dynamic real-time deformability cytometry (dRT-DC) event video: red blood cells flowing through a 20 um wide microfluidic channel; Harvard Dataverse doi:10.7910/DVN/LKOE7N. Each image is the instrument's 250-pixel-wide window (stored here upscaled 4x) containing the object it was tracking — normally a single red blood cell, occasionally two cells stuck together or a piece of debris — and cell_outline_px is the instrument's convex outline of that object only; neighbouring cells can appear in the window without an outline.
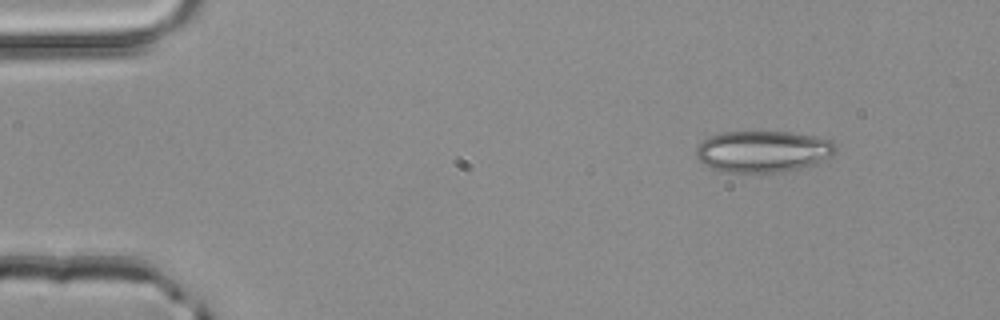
{"species": "common noctule bat (a hibernating species)", "species_latin": "Nyctalus noctula", "temperature_condition": "room temperature", "stored_images_in_passage": 46, "camera_frame_rate_fps": 3000, "um_per_image_px": 0.085, "animal": {"sex": "male", "body_mass_g": 20.4}, "frame": {"image": 1, "passage_image": 1, "time_ms": 0.0, "image_size_px": [1000, 320], "cell_outline_px": [[836, 152], [832, 156], [816, 164], [800, 168], [780, 172], [720, 172], [708, 168], [696, 160], [696, 148], [708, 136], [724, 132], [792, 132], [832, 140], [836, 144]], "centroid_in_image_um": [64.83, 12.88], "position_along_channel_um": 20.2, "area_um2": 34.16}}
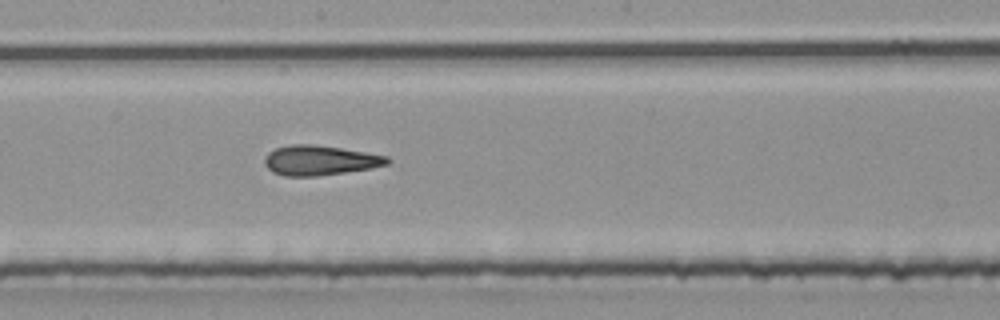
{"frame": {"image": 2, "passage_image": 23, "time_ms": 7.333, "image_size_px": [1000, 320], "cell_outline_px": [[392, 160], [388, 164], [372, 168], [316, 176], [284, 176], [272, 172], [264, 164], [264, 156], [268, 152], [276, 148], [292, 144], [312, 144], [340, 148], [388, 156]], "centroid_in_image_um": [27.17, 13.63], "position_along_channel_um": 221.0, "area_um2": 21.33}}
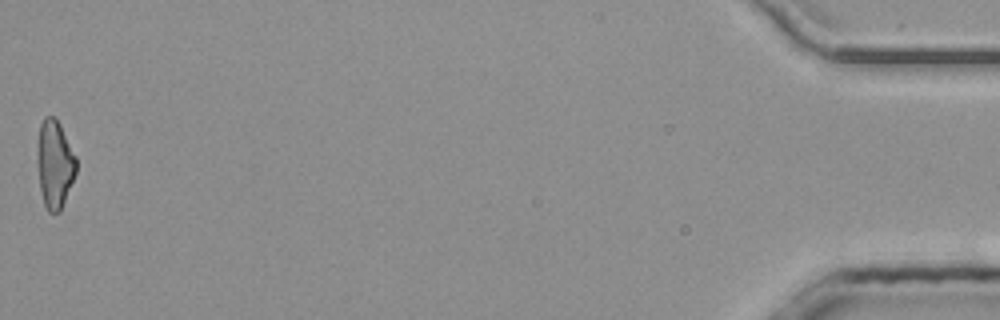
{"frame": {"image": 3, "passage_image": 46, "time_ms": 15.0, "image_size_px": [1000, 320], "cell_outline_px": [[76, 172], [60, 212], [48, 212], [44, 204], [40, 192], [36, 160], [36, 148], [40, 124], [44, 116], [52, 116], [60, 124], [76, 156]], "centroid_in_image_um": [4.62, 13.94], "position_along_channel_um": 430.6, "area_um2": 20.17}, "authors_computed_cell_mechanics": {"area_um2": 21.1837, "velocity_mm_per_s": 4.0813, "shape_relaxation_time_tau1_ms": 6.2687, "shape_relaxation_time_tau2_ms": 2.2672, "deformation_change_tau1": 0.1872, "deformation_change_tau2": 0.1386}}